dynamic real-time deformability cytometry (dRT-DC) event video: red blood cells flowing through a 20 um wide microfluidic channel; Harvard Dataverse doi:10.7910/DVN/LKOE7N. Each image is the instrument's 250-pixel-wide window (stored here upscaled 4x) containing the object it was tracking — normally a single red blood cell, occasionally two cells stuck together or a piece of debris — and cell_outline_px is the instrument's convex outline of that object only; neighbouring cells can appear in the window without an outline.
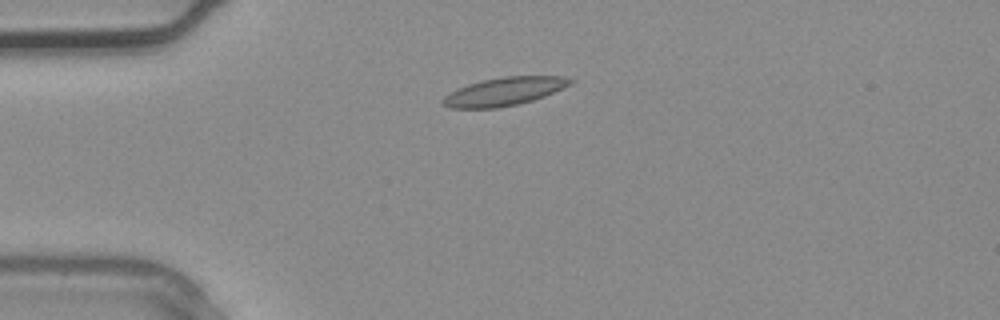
{"species": "common noctule bat (a hibernating species)", "species_latin": "Nyctalus noctula", "temperature_condition": "warm", "stored_images_in_passage": 2, "camera_frame_rate_fps": 3000, "um_per_image_px": 0.085, "animal": {"sex": "male", "body_mass_g": 20.4}, "frame": {"image": 1, "passage_image": 1, "time_ms": 0.0, "image_size_px": [1000, 320], "cell_outline_px": [[576, 80], [572, 84], [544, 96], [532, 100], [516, 104], [496, 108], [448, 108], [440, 100], [444, 96], [468, 84], [484, 80], [504, 76], [560, 76]], "centroid_in_image_um": [42.87, 7.77], "position_along_channel_um": 42.1, "area_um2": 20.69}}
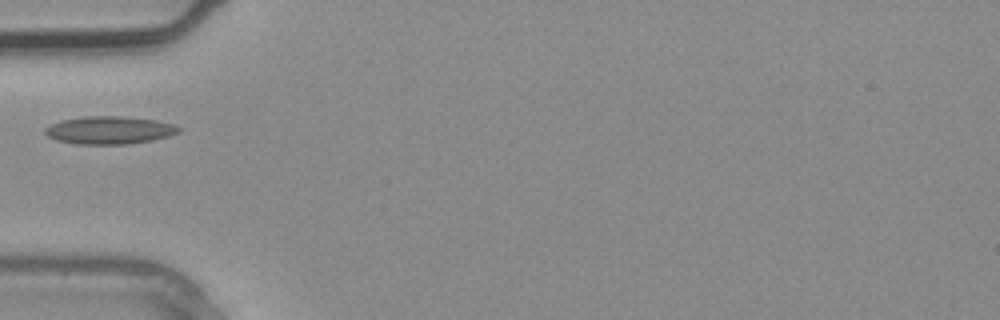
{"frame": {"image": 2, "passage_image": 2, "time_ms": 0.333, "image_size_px": [1000, 320], "cell_outline_px": [[180, 132], [168, 136], [152, 140], [128, 144], [76, 144], [56, 140], [48, 136], [44, 132], [44, 128], [60, 120], [84, 116], [120, 116], [156, 120], [172, 124], [180, 128]], "centroid_in_image_um": [9.27, 11.06], "position_along_channel_um": 75.7, "area_um2": 21.62}}